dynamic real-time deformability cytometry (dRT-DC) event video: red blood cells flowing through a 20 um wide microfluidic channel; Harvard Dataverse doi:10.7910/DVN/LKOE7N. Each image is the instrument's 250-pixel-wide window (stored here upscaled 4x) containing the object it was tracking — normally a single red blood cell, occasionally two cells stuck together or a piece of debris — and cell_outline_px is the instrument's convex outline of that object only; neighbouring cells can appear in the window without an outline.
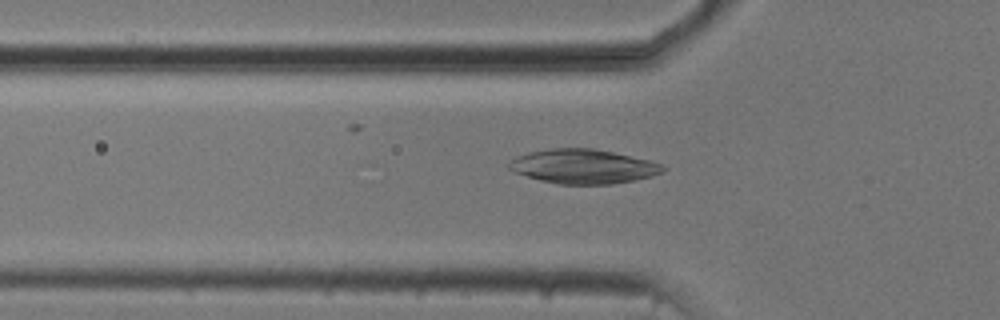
{"species": "common noctule bat (a hibernating species)", "species_latin": "Nyctalus noctula", "temperature_condition": "cold", "stored_images_in_passage": 39, "camera_frame_rate_fps": 3000, "um_per_image_px": 0.085, "animal": {"sex": "male", "body_mass_g": 20.5, "forearm_length_mm": 52.5}, "frame": {"image": 1, "passage_image": 10, "time_ms": 3.0, "image_size_px": [1000, 320], "cell_outline_px": [[664, 168], [660, 172], [652, 176], [612, 184], [556, 184], [540, 180], [516, 172], [508, 168], [508, 160], [516, 156], [528, 152], [548, 148], [592, 148], [652, 160], [664, 164]], "centroid_in_image_um": [49.55, 14.13], "position_along_channel_um": 76.3, "area_um2": 30.81}}
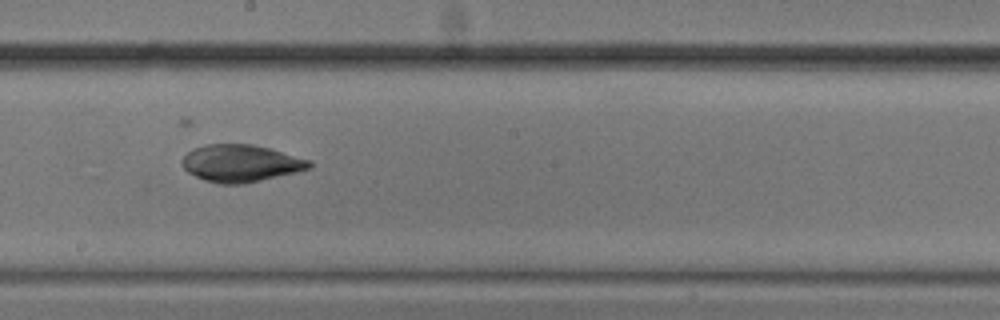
{"frame": {"image": 2, "passage_image": 22, "time_ms": 7.0, "image_size_px": [1000, 320], "cell_outline_px": [[312, 168], [296, 172], [260, 180], [240, 184], [216, 184], [204, 180], [188, 172], [184, 168], [180, 160], [192, 148], [204, 144], [252, 144], [268, 148], [312, 160]], "centroid_in_image_um": [20.45, 13.87], "position_along_channel_um": 227.8, "area_um2": 27.63}}
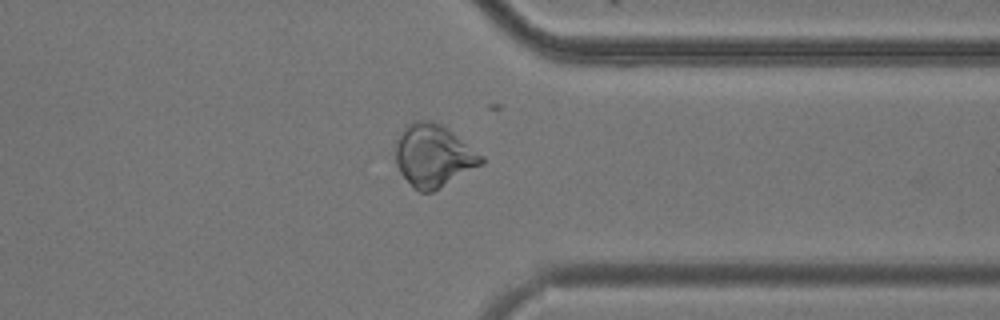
{"frame": {"image": 3, "passage_image": 34, "time_ms": 11.0, "image_size_px": [1000, 320], "cell_outline_px": [[484, 164], [432, 192], [420, 192], [412, 188], [400, 172], [396, 164], [396, 140], [404, 124], [412, 120], [432, 120], [444, 124], [484, 156]], "centroid_in_image_um": [36.84, 13.2], "position_along_channel_um": 374.6, "area_um2": 31.91}, "authors_computed_cell_mechanics": {"area_um2": 29.1312, "velocity_mm_per_s": 3.7576, "shape_relaxation_time_tau1_ms": 9.9509, "shape_relaxation_time_tau2_ms": 2.0895, "deformation_change_tau1": 0.2488, "deformation_change_tau2": 0.0472}}